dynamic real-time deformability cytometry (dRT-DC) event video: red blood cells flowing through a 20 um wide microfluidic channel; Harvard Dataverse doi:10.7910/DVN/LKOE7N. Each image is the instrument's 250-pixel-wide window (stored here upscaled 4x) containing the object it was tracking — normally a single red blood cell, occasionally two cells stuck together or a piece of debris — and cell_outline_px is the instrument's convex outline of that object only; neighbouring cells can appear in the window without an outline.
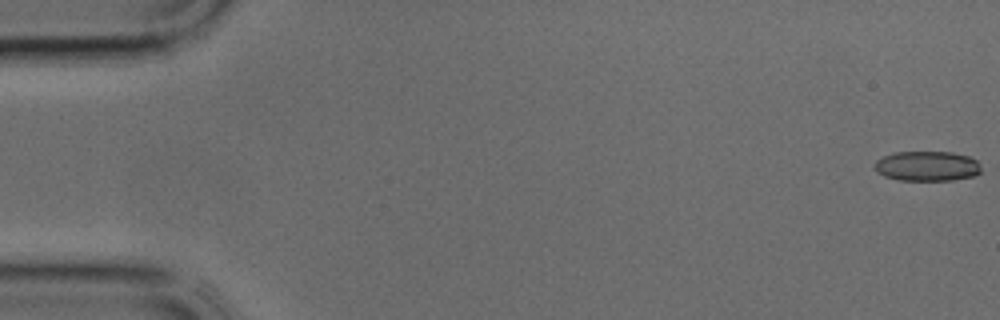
{"species": "common noctule bat (a hibernating species)", "species_latin": "Nyctalus noctula", "temperature_condition": "cold", "stored_images_in_passage": 7, "camera_frame_rate_fps": 3000, "um_per_image_px": 0.085, "animal": {"sex": "male", "body_mass_g": 17.9, "forearm_length_mm": 54.2}, "frame": {"image": 1, "passage_image": 1, "time_ms": 0.0, "image_size_px": [1000, 320], "cell_outline_px": [[980, 172], [972, 176], [952, 180], [900, 180], [884, 176], [876, 172], [872, 168], [876, 160], [892, 152], [952, 152], [968, 156], [976, 160], [980, 164]], "centroid_in_image_um": [78.76, 14.11], "position_along_channel_um": 6.2, "area_um2": 18.67}}